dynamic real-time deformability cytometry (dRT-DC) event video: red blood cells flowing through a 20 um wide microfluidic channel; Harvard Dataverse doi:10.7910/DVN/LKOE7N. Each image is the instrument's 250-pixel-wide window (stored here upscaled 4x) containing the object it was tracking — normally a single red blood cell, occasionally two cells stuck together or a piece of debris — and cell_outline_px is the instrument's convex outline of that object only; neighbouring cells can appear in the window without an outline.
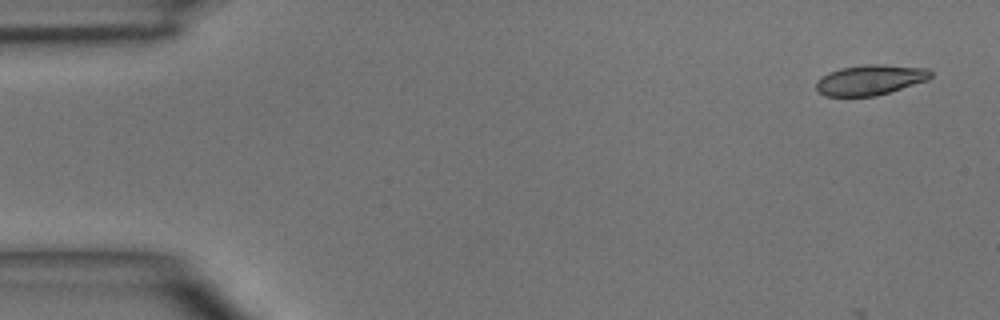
{"species": "common noctule bat (a hibernating species)", "species_latin": "Nyctalus noctula", "temperature_condition": "room temperature", "stored_images_in_passage": 4, "camera_frame_rate_fps": 3000, "um_per_image_px": 0.085, "animal": {"sex": "male", "body_mass_g": 15.6}, "frame": {"image": 1, "passage_image": 1, "time_ms": 0.0, "image_size_px": [1000, 320], "cell_outline_px": [[932, 76], [928, 80], [876, 96], [824, 96], [816, 88], [816, 80], [820, 76], [828, 72], [840, 68], [868, 64], [884, 64], [928, 68], [932, 72]], "centroid_in_image_um": [73.96, 6.78], "position_along_channel_um": 11.0, "area_um2": 20.35}}
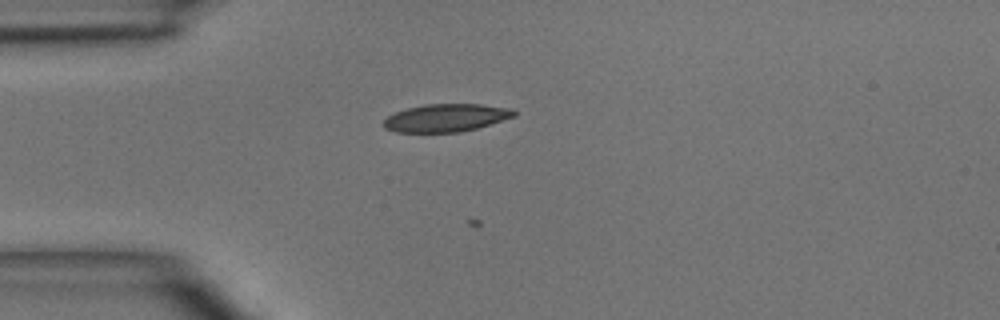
{"frame": {"image": 2, "passage_image": 4, "time_ms": 3.333, "image_size_px": [1000, 320], "cell_outline_px": [[516, 116], [476, 128], [460, 132], [396, 132], [384, 128], [380, 124], [388, 116], [396, 112], [408, 108], [428, 104], [480, 104], [512, 108], [516, 112]], "centroid_in_image_um": [37.9, 10.02], "position_along_channel_um": 47.1, "area_um2": 21.1}}